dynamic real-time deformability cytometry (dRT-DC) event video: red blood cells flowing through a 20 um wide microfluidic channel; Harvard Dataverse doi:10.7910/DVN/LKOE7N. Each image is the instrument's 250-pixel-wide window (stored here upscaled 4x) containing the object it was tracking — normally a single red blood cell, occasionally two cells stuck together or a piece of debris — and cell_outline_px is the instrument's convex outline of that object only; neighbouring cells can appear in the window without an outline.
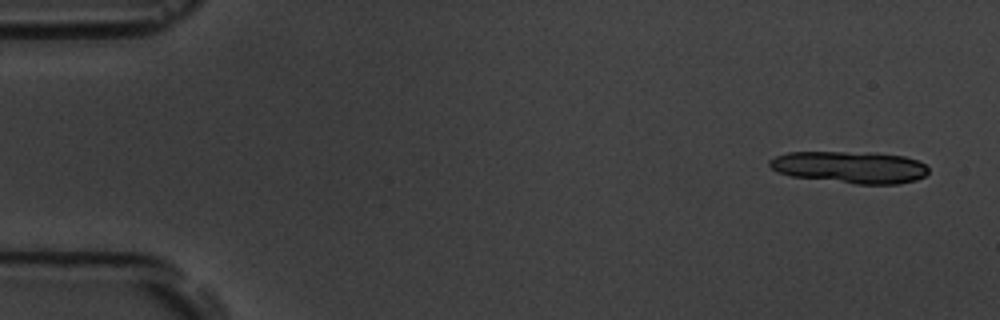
{"species": "common noctule bat (a hibernating species)", "species_latin": "Nyctalus noctula", "temperature_condition": "room temperature", "stored_images_in_passage": 6, "camera_frame_rate_fps": 3000, "um_per_image_px": 0.085, "animal": {"sex": "male", "body_mass_g": 19.5, "forearm_length_mm": 54.6}, "frame": {"image": 1, "passage_image": 1, "time_ms": 0.0, "image_size_px": [1000, 320], "cell_outline_px": [[928, 172], [924, 176], [916, 180], [896, 184], [856, 184], [792, 176], [776, 172], [768, 164], [768, 160], [776, 156], [788, 152], [876, 152], [904, 156], [916, 160], [924, 164], [928, 168]], "centroid_in_image_um": [72.24, 14.2], "position_along_channel_um": 12.8, "area_um2": 29.71}}